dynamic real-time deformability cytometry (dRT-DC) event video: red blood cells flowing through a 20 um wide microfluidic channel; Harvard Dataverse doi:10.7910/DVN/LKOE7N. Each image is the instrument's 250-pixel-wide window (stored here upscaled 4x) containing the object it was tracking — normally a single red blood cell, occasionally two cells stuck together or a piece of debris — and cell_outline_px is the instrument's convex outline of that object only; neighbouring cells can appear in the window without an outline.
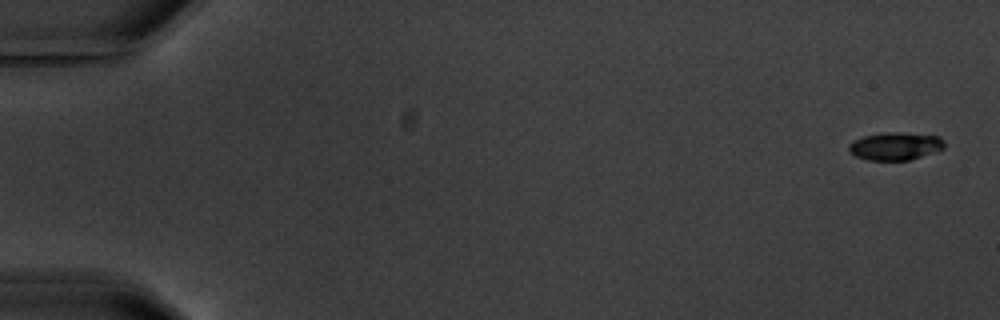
{"species": "common noctule bat (a hibernating species)", "species_latin": "Nyctalus noctula", "temperature_condition": "warm", "stored_images_in_passage": 6, "segment_of_instrument_passage": [2, 2], "camera_frame_rate_fps": 3000, "um_per_image_px": 0.085, "animal": {"sex": "male", "body_mass_g": 20.1, "forearm_length_mm": 53.5}, "frame": {"image": 1, "passage_image": 6, "time_ms": 7.0, "image_size_px": [1000, 320], "cell_outline_px": [[944, 148], [908, 160], [868, 160], [856, 156], [848, 152], [848, 144], [852, 140], [864, 136], [880, 132], [900, 132], [940, 136], [944, 140]], "centroid_in_image_um": [76.05, 12.4], "position_along_channel_um": 9.0, "area_um2": 15.55}}